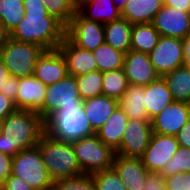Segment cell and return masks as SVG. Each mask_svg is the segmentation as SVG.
I'll list each match as a JSON object with an SVG mask.
<instances>
[{"mask_svg": "<svg viewBox=\"0 0 190 190\" xmlns=\"http://www.w3.org/2000/svg\"><path fill=\"white\" fill-rule=\"evenodd\" d=\"M144 93L145 86L129 85L118 100V106L129 119L151 122L144 105Z\"/></svg>", "mask_w": 190, "mask_h": 190, "instance_id": "cell-24", "label": "cell"}, {"mask_svg": "<svg viewBox=\"0 0 190 190\" xmlns=\"http://www.w3.org/2000/svg\"><path fill=\"white\" fill-rule=\"evenodd\" d=\"M180 172H190V148L179 146L171 159L164 163L161 174L170 177Z\"/></svg>", "mask_w": 190, "mask_h": 190, "instance_id": "cell-33", "label": "cell"}, {"mask_svg": "<svg viewBox=\"0 0 190 190\" xmlns=\"http://www.w3.org/2000/svg\"><path fill=\"white\" fill-rule=\"evenodd\" d=\"M184 65L190 67V34L183 39Z\"/></svg>", "mask_w": 190, "mask_h": 190, "instance_id": "cell-45", "label": "cell"}, {"mask_svg": "<svg viewBox=\"0 0 190 190\" xmlns=\"http://www.w3.org/2000/svg\"><path fill=\"white\" fill-rule=\"evenodd\" d=\"M112 168L123 181L127 190H142L148 170L141 158L124 157L115 154Z\"/></svg>", "mask_w": 190, "mask_h": 190, "instance_id": "cell-18", "label": "cell"}, {"mask_svg": "<svg viewBox=\"0 0 190 190\" xmlns=\"http://www.w3.org/2000/svg\"><path fill=\"white\" fill-rule=\"evenodd\" d=\"M77 11L88 20L106 24L121 18L119 9L113 0H83L77 5Z\"/></svg>", "mask_w": 190, "mask_h": 190, "instance_id": "cell-20", "label": "cell"}, {"mask_svg": "<svg viewBox=\"0 0 190 190\" xmlns=\"http://www.w3.org/2000/svg\"><path fill=\"white\" fill-rule=\"evenodd\" d=\"M24 4L19 0H0V22L11 34L24 17Z\"/></svg>", "mask_w": 190, "mask_h": 190, "instance_id": "cell-31", "label": "cell"}, {"mask_svg": "<svg viewBox=\"0 0 190 190\" xmlns=\"http://www.w3.org/2000/svg\"><path fill=\"white\" fill-rule=\"evenodd\" d=\"M152 24L160 36L184 39L190 34V13L162 5Z\"/></svg>", "mask_w": 190, "mask_h": 190, "instance_id": "cell-12", "label": "cell"}, {"mask_svg": "<svg viewBox=\"0 0 190 190\" xmlns=\"http://www.w3.org/2000/svg\"><path fill=\"white\" fill-rule=\"evenodd\" d=\"M43 51L39 45L9 37L0 50V58L9 74L20 78L33 75L36 61Z\"/></svg>", "mask_w": 190, "mask_h": 190, "instance_id": "cell-5", "label": "cell"}, {"mask_svg": "<svg viewBox=\"0 0 190 190\" xmlns=\"http://www.w3.org/2000/svg\"><path fill=\"white\" fill-rule=\"evenodd\" d=\"M190 120V104L173 101L152 120L153 133L176 136Z\"/></svg>", "mask_w": 190, "mask_h": 190, "instance_id": "cell-14", "label": "cell"}, {"mask_svg": "<svg viewBox=\"0 0 190 190\" xmlns=\"http://www.w3.org/2000/svg\"><path fill=\"white\" fill-rule=\"evenodd\" d=\"M144 96V105L150 120L174 101L167 83L161 76L145 86Z\"/></svg>", "mask_w": 190, "mask_h": 190, "instance_id": "cell-21", "label": "cell"}, {"mask_svg": "<svg viewBox=\"0 0 190 190\" xmlns=\"http://www.w3.org/2000/svg\"><path fill=\"white\" fill-rule=\"evenodd\" d=\"M149 57L161 77L172 72L184 65L183 39L160 36Z\"/></svg>", "mask_w": 190, "mask_h": 190, "instance_id": "cell-9", "label": "cell"}, {"mask_svg": "<svg viewBox=\"0 0 190 190\" xmlns=\"http://www.w3.org/2000/svg\"><path fill=\"white\" fill-rule=\"evenodd\" d=\"M11 175L21 178L35 190L49 188L54 182L37 146L22 150L12 157Z\"/></svg>", "mask_w": 190, "mask_h": 190, "instance_id": "cell-6", "label": "cell"}, {"mask_svg": "<svg viewBox=\"0 0 190 190\" xmlns=\"http://www.w3.org/2000/svg\"><path fill=\"white\" fill-rule=\"evenodd\" d=\"M39 190H55V188L53 187V185L49 188H46V189H39Z\"/></svg>", "mask_w": 190, "mask_h": 190, "instance_id": "cell-49", "label": "cell"}, {"mask_svg": "<svg viewBox=\"0 0 190 190\" xmlns=\"http://www.w3.org/2000/svg\"><path fill=\"white\" fill-rule=\"evenodd\" d=\"M0 190H35L19 177L10 175L0 186Z\"/></svg>", "mask_w": 190, "mask_h": 190, "instance_id": "cell-39", "label": "cell"}, {"mask_svg": "<svg viewBox=\"0 0 190 190\" xmlns=\"http://www.w3.org/2000/svg\"><path fill=\"white\" fill-rule=\"evenodd\" d=\"M33 75L46 86L68 75L67 64L59 49L44 50L38 57Z\"/></svg>", "mask_w": 190, "mask_h": 190, "instance_id": "cell-17", "label": "cell"}, {"mask_svg": "<svg viewBox=\"0 0 190 190\" xmlns=\"http://www.w3.org/2000/svg\"><path fill=\"white\" fill-rule=\"evenodd\" d=\"M23 4L24 17L10 37L39 45L44 50L57 49L65 37L66 26L48 13L42 0H25Z\"/></svg>", "mask_w": 190, "mask_h": 190, "instance_id": "cell-1", "label": "cell"}, {"mask_svg": "<svg viewBox=\"0 0 190 190\" xmlns=\"http://www.w3.org/2000/svg\"><path fill=\"white\" fill-rule=\"evenodd\" d=\"M132 26L125 18L104 24L105 43L114 49L127 53L131 47Z\"/></svg>", "mask_w": 190, "mask_h": 190, "instance_id": "cell-26", "label": "cell"}, {"mask_svg": "<svg viewBox=\"0 0 190 190\" xmlns=\"http://www.w3.org/2000/svg\"><path fill=\"white\" fill-rule=\"evenodd\" d=\"M176 136L153 133L148 147L141 157L143 165L151 172H161L164 163L178 150Z\"/></svg>", "mask_w": 190, "mask_h": 190, "instance_id": "cell-13", "label": "cell"}, {"mask_svg": "<svg viewBox=\"0 0 190 190\" xmlns=\"http://www.w3.org/2000/svg\"><path fill=\"white\" fill-rule=\"evenodd\" d=\"M163 0H128L121 9V17L131 24L152 23Z\"/></svg>", "mask_w": 190, "mask_h": 190, "instance_id": "cell-25", "label": "cell"}, {"mask_svg": "<svg viewBox=\"0 0 190 190\" xmlns=\"http://www.w3.org/2000/svg\"><path fill=\"white\" fill-rule=\"evenodd\" d=\"M142 190H166L165 177L159 172L148 171Z\"/></svg>", "mask_w": 190, "mask_h": 190, "instance_id": "cell-38", "label": "cell"}, {"mask_svg": "<svg viewBox=\"0 0 190 190\" xmlns=\"http://www.w3.org/2000/svg\"><path fill=\"white\" fill-rule=\"evenodd\" d=\"M58 49L65 58L68 75L80 76L97 70L96 60L92 51L79 48L66 36Z\"/></svg>", "mask_w": 190, "mask_h": 190, "instance_id": "cell-19", "label": "cell"}, {"mask_svg": "<svg viewBox=\"0 0 190 190\" xmlns=\"http://www.w3.org/2000/svg\"><path fill=\"white\" fill-rule=\"evenodd\" d=\"M153 135L152 123L128 119L119 149L115 152L124 157L141 158Z\"/></svg>", "mask_w": 190, "mask_h": 190, "instance_id": "cell-11", "label": "cell"}, {"mask_svg": "<svg viewBox=\"0 0 190 190\" xmlns=\"http://www.w3.org/2000/svg\"><path fill=\"white\" fill-rule=\"evenodd\" d=\"M16 109L14 101L0 93V121H3Z\"/></svg>", "mask_w": 190, "mask_h": 190, "instance_id": "cell-42", "label": "cell"}, {"mask_svg": "<svg viewBox=\"0 0 190 190\" xmlns=\"http://www.w3.org/2000/svg\"><path fill=\"white\" fill-rule=\"evenodd\" d=\"M49 14L55 16L65 26L77 12V5L73 0H42Z\"/></svg>", "mask_w": 190, "mask_h": 190, "instance_id": "cell-34", "label": "cell"}, {"mask_svg": "<svg viewBox=\"0 0 190 190\" xmlns=\"http://www.w3.org/2000/svg\"><path fill=\"white\" fill-rule=\"evenodd\" d=\"M9 37H10V34L5 30V27L0 22V50L5 45Z\"/></svg>", "mask_w": 190, "mask_h": 190, "instance_id": "cell-47", "label": "cell"}, {"mask_svg": "<svg viewBox=\"0 0 190 190\" xmlns=\"http://www.w3.org/2000/svg\"><path fill=\"white\" fill-rule=\"evenodd\" d=\"M113 1H114L115 5H116L119 9H122V8L125 6V4H126V2H127L128 0H113Z\"/></svg>", "mask_w": 190, "mask_h": 190, "instance_id": "cell-48", "label": "cell"}, {"mask_svg": "<svg viewBox=\"0 0 190 190\" xmlns=\"http://www.w3.org/2000/svg\"><path fill=\"white\" fill-rule=\"evenodd\" d=\"M128 119L124 111L118 106L95 134L106 146L116 152L122 142Z\"/></svg>", "mask_w": 190, "mask_h": 190, "instance_id": "cell-23", "label": "cell"}, {"mask_svg": "<svg viewBox=\"0 0 190 190\" xmlns=\"http://www.w3.org/2000/svg\"><path fill=\"white\" fill-rule=\"evenodd\" d=\"M163 5L190 13V0H163Z\"/></svg>", "mask_w": 190, "mask_h": 190, "instance_id": "cell-44", "label": "cell"}, {"mask_svg": "<svg viewBox=\"0 0 190 190\" xmlns=\"http://www.w3.org/2000/svg\"><path fill=\"white\" fill-rule=\"evenodd\" d=\"M45 133L52 138L72 143L96 132L92 129L83 106H63L45 120Z\"/></svg>", "mask_w": 190, "mask_h": 190, "instance_id": "cell-3", "label": "cell"}, {"mask_svg": "<svg viewBox=\"0 0 190 190\" xmlns=\"http://www.w3.org/2000/svg\"><path fill=\"white\" fill-rule=\"evenodd\" d=\"M37 147L54 181L83 174L71 143L56 140L44 133Z\"/></svg>", "mask_w": 190, "mask_h": 190, "instance_id": "cell-4", "label": "cell"}, {"mask_svg": "<svg viewBox=\"0 0 190 190\" xmlns=\"http://www.w3.org/2000/svg\"><path fill=\"white\" fill-rule=\"evenodd\" d=\"M179 146L190 148V120L176 135Z\"/></svg>", "mask_w": 190, "mask_h": 190, "instance_id": "cell-43", "label": "cell"}, {"mask_svg": "<svg viewBox=\"0 0 190 190\" xmlns=\"http://www.w3.org/2000/svg\"><path fill=\"white\" fill-rule=\"evenodd\" d=\"M159 37L152 23L133 24L130 49L149 54L157 45Z\"/></svg>", "mask_w": 190, "mask_h": 190, "instance_id": "cell-28", "label": "cell"}, {"mask_svg": "<svg viewBox=\"0 0 190 190\" xmlns=\"http://www.w3.org/2000/svg\"><path fill=\"white\" fill-rule=\"evenodd\" d=\"M83 108L92 129L97 132L118 108V100L101 95L84 99Z\"/></svg>", "mask_w": 190, "mask_h": 190, "instance_id": "cell-22", "label": "cell"}, {"mask_svg": "<svg viewBox=\"0 0 190 190\" xmlns=\"http://www.w3.org/2000/svg\"><path fill=\"white\" fill-rule=\"evenodd\" d=\"M44 133V119L38 112L16 109L2 121L0 152L14 157L37 146Z\"/></svg>", "mask_w": 190, "mask_h": 190, "instance_id": "cell-2", "label": "cell"}, {"mask_svg": "<svg viewBox=\"0 0 190 190\" xmlns=\"http://www.w3.org/2000/svg\"><path fill=\"white\" fill-rule=\"evenodd\" d=\"M63 106H83L75 76L67 75L60 81L47 86L43 104V119Z\"/></svg>", "mask_w": 190, "mask_h": 190, "instance_id": "cell-10", "label": "cell"}, {"mask_svg": "<svg viewBox=\"0 0 190 190\" xmlns=\"http://www.w3.org/2000/svg\"><path fill=\"white\" fill-rule=\"evenodd\" d=\"M18 84H19V78L9 75L3 85V91H0V93L4 94L6 97L15 101L18 90Z\"/></svg>", "mask_w": 190, "mask_h": 190, "instance_id": "cell-40", "label": "cell"}, {"mask_svg": "<svg viewBox=\"0 0 190 190\" xmlns=\"http://www.w3.org/2000/svg\"><path fill=\"white\" fill-rule=\"evenodd\" d=\"M55 190H97L92 174H80L77 176L57 179L53 182Z\"/></svg>", "mask_w": 190, "mask_h": 190, "instance_id": "cell-35", "label": "cell"}, {"mask_svg": "<svg viewBox=\"0 0 190 190\" xmlns=\"http://www.w3.org/2000/svg\"><path fill=\"white\" fill-rule=\"evenodd\" d=\"M174 101L190 104V67L183 65L162 76Z\"/></svg>", "mask_w": 190, "mask_h": 190, "instance_id": "cell-27", "label": "cell"}, {"mask_svg": "<svg viewBox=\"0 0 190 190\" xmlns=\"http://www.w3.org/2000/svg\"><path fill=\"white\" fill-rule=\"evenodd\" d=\"M71 144L83 173L93 174L112 168L115 152L106 146L96 134Z\"/></svg>", "mask_w": 190, "mask_h": 190, "instance_id": "cell-7", "label": "cell"}, {"mask_svg": "<svg viewBox=\"0 0 190 190\" xmlns=\"http://www.w3.org/2000/svg\"><path fill=\"white\" fill-rule=\"evenodd\" d=\"M166 190H190V172H180L165 177Z\"/></svg>", "mask_w": 190, "mask_h": 190, "instance_id": "cell-37", "label": "cell"}, {"mask_svg": "<svg viewBox=\"0 0 190 190\" xmlns=\"http://www.w3.org/2000/svg\"><path fill=\"white\" fill-rule=\"evenodd\" d=\"M123 69L129 85L146 86L160 77L151 63L149 54L131 49L125 53Z\"/></svg>", "mask_w": 190, "mask_h": 190, "instance_id": "cell-15", "label": "cell"}, {"mask_svg": "<svg viewBox=\"0 0 190 190\" xmlns=\"http://www.w3.org/2000/svg\"><path fill=\"white\" fill-rule=\"evenodd\" d=\"M9 75L10 74L7 67L4 65L2 59L0 58V91H3V85Z\"/></svg>", "mask_w": 190, "mask_h": 190, "instance_id": "cell-46", "label": "cell"}, {"mask_svg": "<svg viewBox=\"0 0 190 190\" xmlns=\"http://www.w3.org/2000/svg\"><path fill=\"white\" fill-rule=\"evenodd\" d=\"M47 86L34 75L20 77L15 107L22 110L36 111L43 118V104Z\"/></svg>", "mask_w": 190, "mask_h": 190, "instance_id": "cell-16", "label": "cell"}, {"mask_svg": "<svg viewBox=\"0 0 190 190\" xmlns=\"http://www.w3.org/2000/svg\"><path fill=\"white\" fill-rule=\"evenodd\" d=\"M73 1L75 2L76 5H78L83 0H73Z\"/></svg>", "mask_w": 190, "mask_h": 190, "instance_id": "cell-50", "label": "cell"}, {"mask_svg": "<svg viewBox=\"0 0 190 190\" xmlns=\"http://www.w3.org/2000/svg\"><path fill=\"white\" fill-rule=\"evenodd\" d=\"M97 190H127L113 168L92 174Z\"/></svg>", "mask_w": 190, "mask_h": 190, "instance_id": "cell-36", "label": "cell"}, {"mask_svg": "<svg viewBox=\"0 0 190 190\" xmlns=\"http://www.w3.org/2000/svg\"><path fill=\"white\" fill-rule=\"evenodd\" d=\"M103 73L99 70L75 76L80 98L82 100L102 95Z\"/></svg>", "mask_w": 190, "mask_h": 190, "instance_id": "cell-32", "label": "cell"}, {"mask_svg": "<svg viewBox=\"0 0 190 190\" xmlns=\"http://www.w3.org/2000/svg\"><path fill=\"white\" fill-rule=\"evenodd\" d=\"M96 60L97 70L107 72L123 68L125 53L114 49L107 43H103L92 51Z\"/></svg>", "mask_w": 190, "mask_h": 190, "instance_id": "cell-29", "label": "cell"}, {"mask_svg": "<svg viewBox=\"0 0 190 190\" xmlns=\"http://www.w3.org/2000/svg\"><path fill=\"white\" fill-rule=\"evenodd\" d=\"M1 131H2V121H0V134H1Z\"/></svg>", "mask_w": 190, "mask_h": 190, "instance_id": "cell-51", "label": "cell"}, {"mask_svg": "<svg viewBox=\"0 0 190 190\" xmlns=\"http://www.w3.org/2000/svg\"><path fill=\"white\" fill-rule=\"evenodd\" d=\"M12 157L0 152V186L11 175Z\"/></svg>", "mask_w": 190, "mask_h": 190, "instance_id": "cell-41", "label": "cell"}, {"mask_svg": "<svg viewBox=\"0 0 190 190\" xmlns=\"http://www.w3.org/2000/svg\"><path fill=\"white\" fill-rule=\"evenodd\" d=\"M129 86L123 68L103 72L102 95L119 100Z\"/></svg>", "mask_w": 190, "mask_h": 190, "instance_id": "cell-30", "label": "cell"}, {"mask_svg": "<svg viewBox=\"0 0 190 190\" xmlns=\"http://www.w3.org/2000/svg\"><path fill=\"white\" fill-rule=\"evenodd\" d=\"M65 36L79 48L94 51L105 42L104 24L85 19L77 11L66 25Z\"/></svg>", "mask_w": 190, "mask_h": 190, "instance_id": "cell-8", "label": "cell"}]
</instances>
